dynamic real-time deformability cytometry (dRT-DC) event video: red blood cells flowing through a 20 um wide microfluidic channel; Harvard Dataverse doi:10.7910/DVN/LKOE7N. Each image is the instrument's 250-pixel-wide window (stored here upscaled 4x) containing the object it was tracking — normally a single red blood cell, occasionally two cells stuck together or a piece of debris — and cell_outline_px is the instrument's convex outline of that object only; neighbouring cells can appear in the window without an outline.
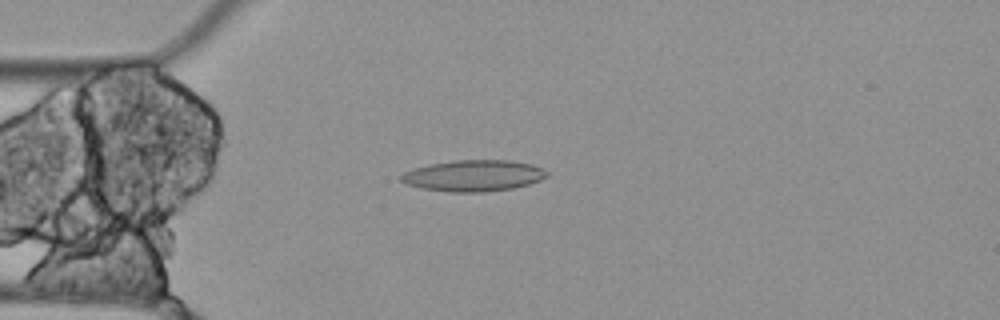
{"species": "Egyptian fruit bat (a non-hibernating species)", "species_latin": "Rousettus aegyptiacus", "temperature_condition": "cold", "stored_images_in_passage": 5, "camera_frame_rate_fps": 3000, "um_per_image_px": 0.085, "animal": {"sex": "female"}, "frame": {"image": 1, "passage_image": 4, "time_ms": 1.0, "image_size_px": [1000, 320], "cell_outline_px": [[548, 176], [540, 180], [528, 184], [512, 188], [484, 192], [448, 192], [420, 188], [404, 184], [400, 180], [400, 176], [404, 172], [412, 168], [428, 164], [452, 160], [508, 160], [532, 164], [544, 168], [548, 172]], "centroid_in_image_um": [40.21, 14.93], "position_along_channel_um": 44.8, "area_um2": 26.88}}